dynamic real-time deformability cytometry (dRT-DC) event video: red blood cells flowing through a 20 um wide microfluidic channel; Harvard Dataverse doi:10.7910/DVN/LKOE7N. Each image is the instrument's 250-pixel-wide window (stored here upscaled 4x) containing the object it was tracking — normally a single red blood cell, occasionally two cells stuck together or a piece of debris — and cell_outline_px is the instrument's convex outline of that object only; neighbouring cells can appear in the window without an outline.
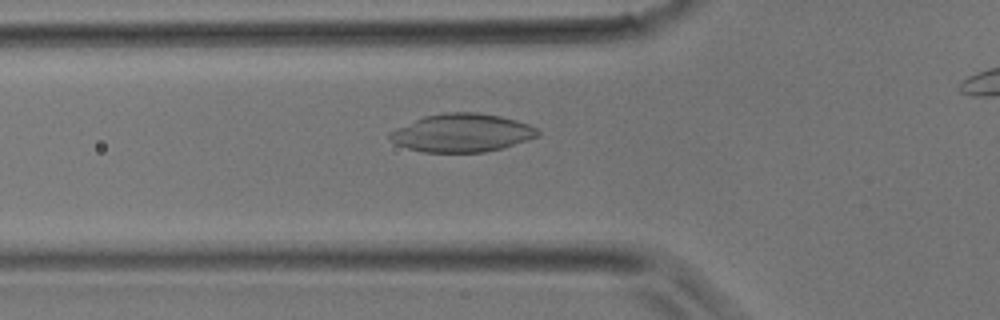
{"species": "common noctule bat (a hibernating species)", "species_latin": "Nyctalus noctula", "temperature_condition": "room temperature", "stored_images_in_passage": 32, "camera_frame_rate_fps": 3000, "um_per_image_px": 0.085, "animal": {"sex": "male", "body_mass_g": 17.9}, "frame": {"image": 1, "passage_image": 13, "time_ms": 4.0, "image_size_px": [1000, 320], "cell_outline_px": [[540, 136], [500, 148], [484, 152], [424, 152], [408, 148], [396, 144], [388, 136], [388, 132], [396, 128], [424, 116], [444, 112], [476, 112], [500, 116], [516, 120], [528, 124], [536, 128], [540, 132]], "centroid_in_image_um": [39.25, 11.28], "position_along_channel_um": 86.5, "area_um2": 32.77}}
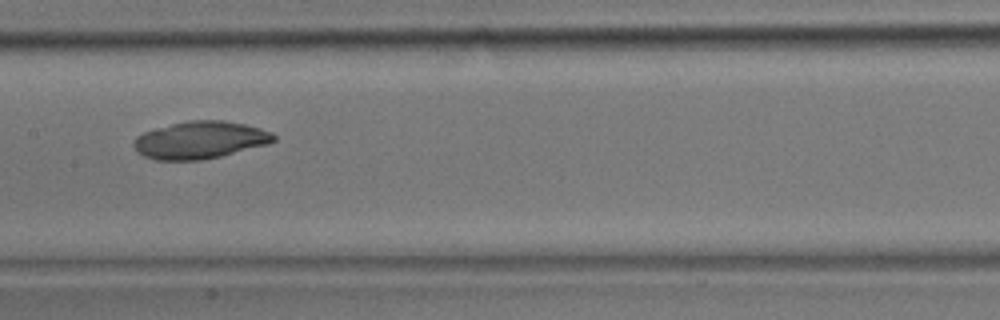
{"frame": {"image": 2, "passage_image": 19, "time_ms": 6.0, "image_size_px": [1000, 320], "cell_outline_px": [[276, 140], [268, 144], [220, 156], [200, 160], [156, 160], [144, 156], [136, 152], [132, 144], [136, 136], [144, 132], [156, 128], [188, 120], [224, 120], [244, 124], [260, 128], [272, 132], [276, 136]], "centroid_in_image_um": [16.99, 11.9], "position_along_channel_um": 190.4, "area_um2": 30.52}}
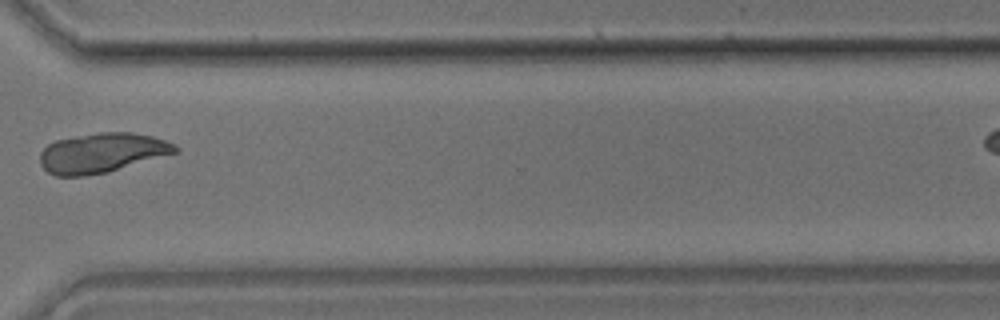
{"frame": {"image": 3, "passage_image": 29, "time_ms": 9.333, "image_size_px": [1000, 320], "cell_outline_px": [[180, 152], [108, 172], [84, 176], [56, 176], [48, 172], [40, 164], [40, 152], [48, 144], [56, 140], [76, 136], [100, 132], [132, 132], [152, 136], [176, 144], [180, 148]], "centroid_in_image_um": [8.7, 12.99], "position_along_channel_um": 361.9, "area_um2": 31.5}}